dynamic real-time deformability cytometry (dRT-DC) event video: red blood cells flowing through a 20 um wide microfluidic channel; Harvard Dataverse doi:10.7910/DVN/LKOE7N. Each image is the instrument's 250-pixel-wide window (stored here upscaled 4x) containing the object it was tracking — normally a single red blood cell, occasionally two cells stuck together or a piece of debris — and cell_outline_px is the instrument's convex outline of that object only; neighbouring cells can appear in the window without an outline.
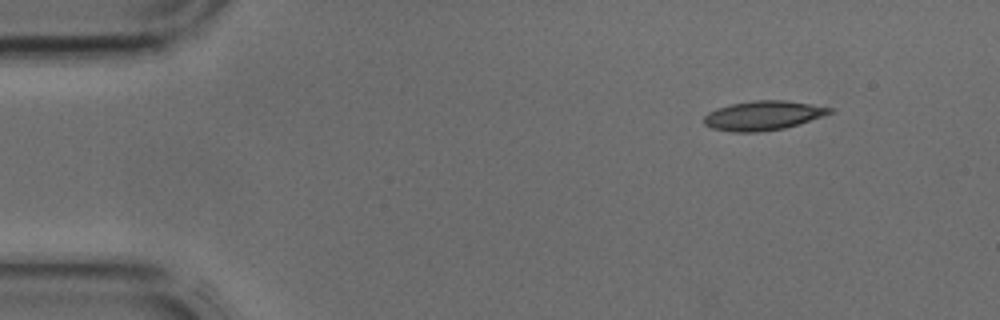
{"species": "common noctule bat (a hibernating species)", "species_latin": "Nyctalus noctula", "temperature_condition": "cold", "stored_images_in_passage": 38, "camera_frame_rate_fps": 3000, "um_per_image_px": 0.085, "animal": {"sex": "male", "body_mass_g": 17.9, "forearm_length_mm": 54.2}, "frame": {"image": 1, "passage_image": 1, "time_ms": 0.0, "image_size_px": [1000, 320], "cell_outline_px": [[836, 112], [800, 124], [784, 128], [760, 132], [732, 132], [712, 128], [704, 124], [704, 116], [708, 112], [716, 108], [732, 104], [752, 100], [788, 100], [832, 108]], "centroid_in_image_um": [64.89, 9.82], "position_along_channel_um": 20.1, "area_um2": 21.68}}
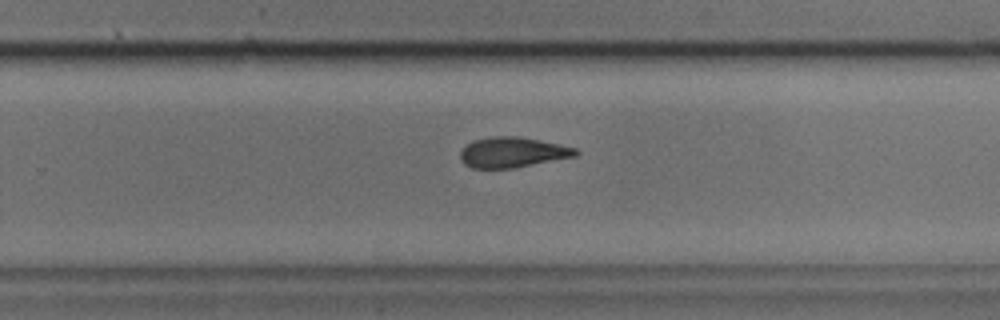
{"frame": {"image": 2, "passage_image": 23, "time_ms": 7.333, "image_size_px": [1000, 320], "cell_outline_px": [[580, 152], [576, 156], [516, 168], [472, 168], [464, 164], [460, 160], [460, 152], [472, 140], [492, 136], [516, 136], [576, 148]], "centroid_in_image_um": [43.54, 12.96], "position_along_channel_um": 286.3, "area_um2": 20.29}}
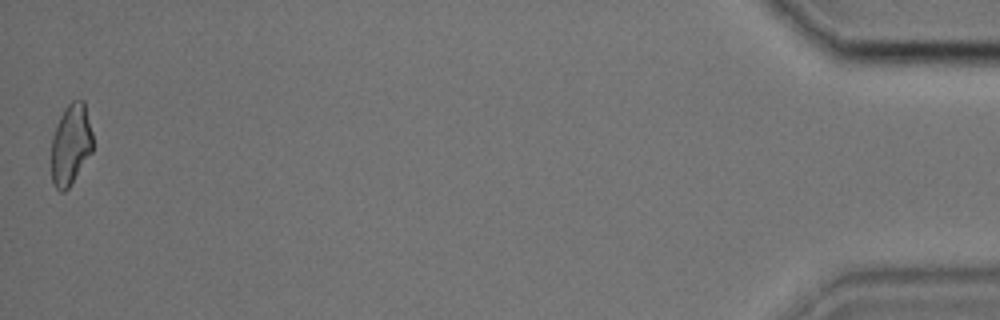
{"frame": {"image": 3, "passage_image": 38, "time_ms": 12.333, "image_size_px": [1000, 320], "cell_outline_px": [[92, 152], [68, 188], [64, 192], [60, 192], [52, 184], [52, 136], [60, 116], [64, 108], [72, 100], [84, 100], [92, 132]], "centroid_in_image_um": [6.01, 12.27], "position_along_channel_um": 429.2, "area_um2": 19.48}}